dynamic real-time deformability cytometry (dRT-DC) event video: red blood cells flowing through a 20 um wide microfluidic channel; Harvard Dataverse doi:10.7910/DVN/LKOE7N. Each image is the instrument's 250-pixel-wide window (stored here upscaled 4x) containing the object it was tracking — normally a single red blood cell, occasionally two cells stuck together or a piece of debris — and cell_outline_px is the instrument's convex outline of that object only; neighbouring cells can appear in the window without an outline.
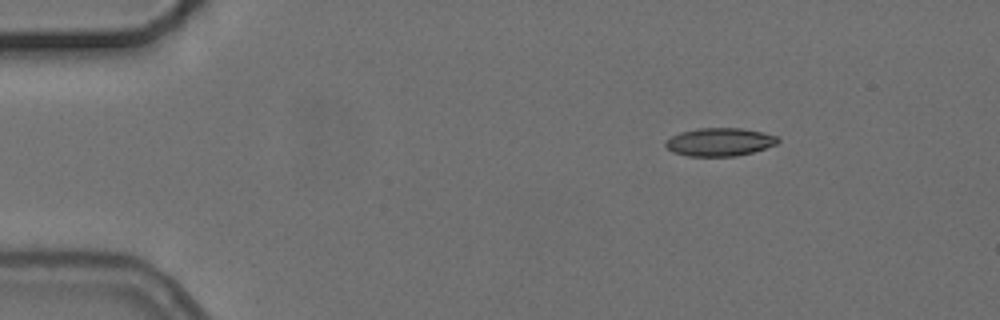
{"species": "common noctule bat (a hibernating species)", "species_latin": "Nyctalus noctula", "temperature_condition": "cold", "stored_images_in_passage": 3, "camera_frame_rate_fps": 3000, "um_per_image_px": 0.085, "animal": {"sex": "female", "body_mass_g": 24.6, "forearm_length_mm": 56.2}, "frame": {"image": 1, "passage_image": 1, "time_ms": 0.0, "image_size_px": [1000, 320], "cell_outline_px": [[780, 140], [776, 144], [752, 152], [736, 156], [688, 156], [672, 152], [664, 144], [664, 140], [680, 132], [696, 128], [740, 128], [760, 132], [776, 136]], "centroid_in_image_um": [61.11, 12.07], "position_along_channel_um": 23.9, "area_um2": 18.32}}
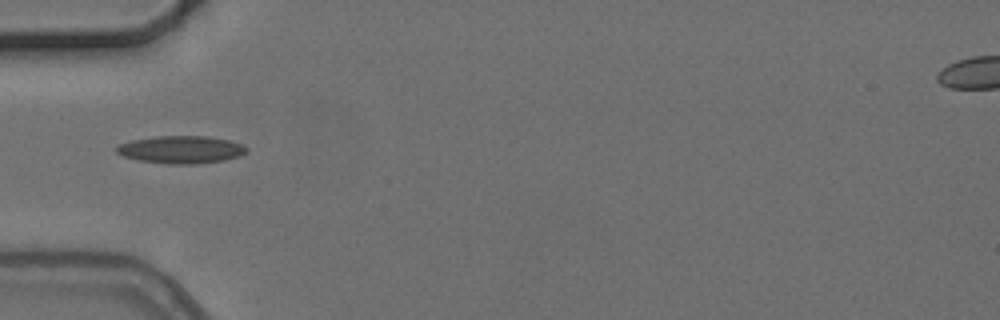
{"frame": {"image": 2, "passage_image": 3, "time_ms": 3.333, "image_size_px": [1000, 320], "cell_outline_px": [[248, 152], [240, 156], [224, 160], [196, 164], [164, 164], [140, 160], [124, 156], [116, 152], [112, 148], [116, 144], [132, 140], [156, 136], [208, 136], [228, 140], [240, 144], [248, 148]], "centroid_in_image_um": [15.35, 12.71], "position_along_channel_um": 69.6, "area_um2": 21.1}}